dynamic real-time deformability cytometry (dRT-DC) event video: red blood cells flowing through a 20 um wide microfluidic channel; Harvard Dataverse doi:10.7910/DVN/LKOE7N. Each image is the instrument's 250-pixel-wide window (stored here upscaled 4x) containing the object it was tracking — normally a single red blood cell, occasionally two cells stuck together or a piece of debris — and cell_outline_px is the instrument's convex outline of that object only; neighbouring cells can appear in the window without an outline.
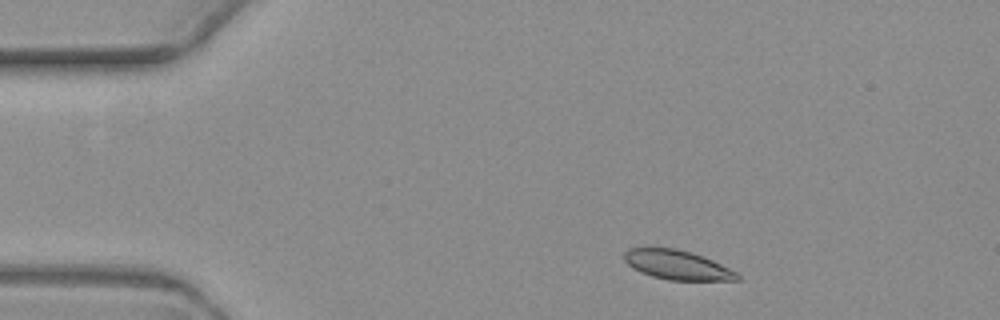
{"species": "common noctule bat (a hibernating species)", "species_latin": "Nyctalus noctula", "temperature_condition": "warm", "stored_images_in_passage": 4, "camera_frame_rate_fps": 3000, "um_per_image_px": 0.085, "animal": {"sex": "female", "body_mass_g": 19.3, "forearm_length_mm": 54.1}, "frame": {"image": 1, "passage_image": 1, "time_ms": 0.0, "image_size_px": [1000, 320], "cell_outline_px": [[740, 280], [668, 280], [652, 276], [640, 272], [632, 268], [624, 260], [624, 252], [628, 248], [676, 248], [712, 260], [736, 272], [740, 276]], "centroid_in_image_um": [57.52, 22.52], "position_along_channel_um": 27.5, "area_um2": 19.07}}
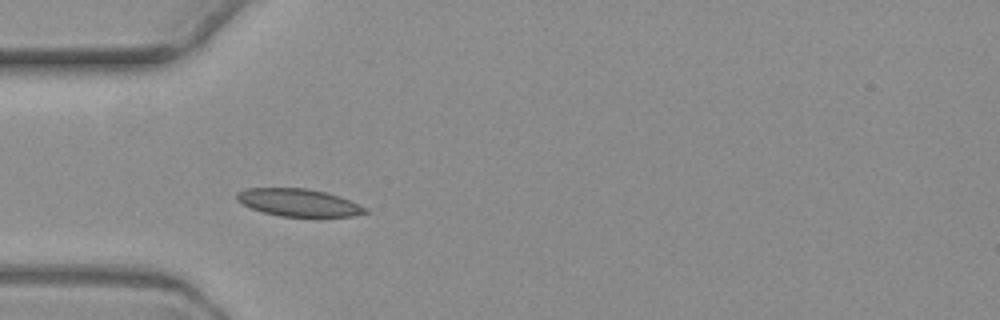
{"frame": {"image": 2, "passage_image": 3, "time_ms": 2.667, "image_size_px": [1000, 320], "cell_outline_px": [[368, 212], [352, 216], [280, 216], [264, 212], [252, 208], [236, 200], [236, 192], [244, 188], [308, 188], [340, 196], [360, 204], [368, 208]], "centroid_in_image_um": [25.38, 17.2], "position_along_channel_um": 59.6, "area_um2": 20.52}}
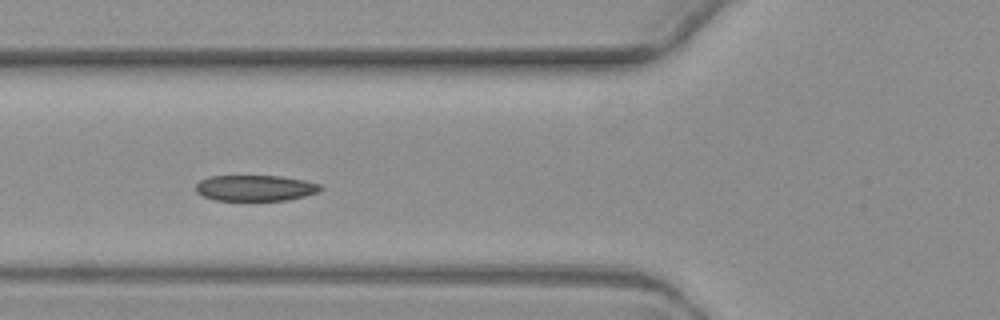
{"frame": {"image": 3, "passage_image": 4, "time_ms": 4.0, "image_size_px": [1000, 320], "cell_outline_px": [[324, 188], [320, 192], [288, 200], [216, 200], [204, 196], [196, 192], [196, 184], [200, 180], [208, 176], [280, 176], [304, 180], [320, 184]], "centroid_in_image_um": [21.72, 15.98], "position_along_channel_um": 104.1, "area_um2": 18.84}}